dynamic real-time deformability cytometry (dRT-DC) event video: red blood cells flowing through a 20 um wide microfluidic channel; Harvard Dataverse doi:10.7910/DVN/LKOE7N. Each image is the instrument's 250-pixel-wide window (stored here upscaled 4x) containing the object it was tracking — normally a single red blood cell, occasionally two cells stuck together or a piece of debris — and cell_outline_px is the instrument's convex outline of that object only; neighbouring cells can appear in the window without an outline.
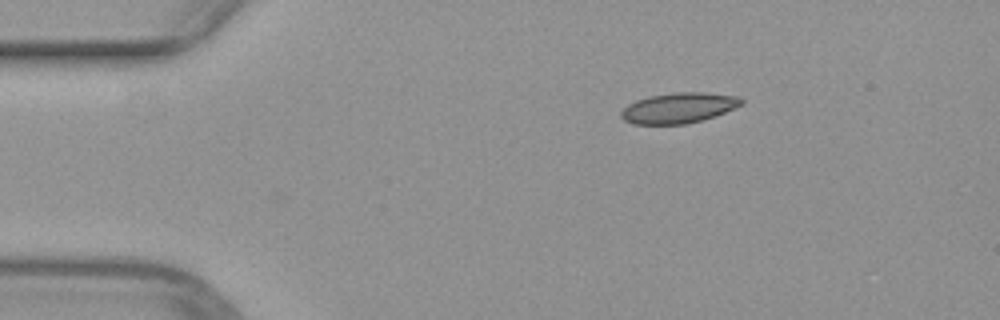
{"species": "common noctule bat (a hibernating species)", "species_latin": "Nyctalus noctula", "temperature_condition": "warm", "stored_images_in_passage": 32, "camera_frame_rate_fps": 3000, "um_per_image_px": 0.085, "animal": {"sex": "female", "body_mass_g": 29.2, "forearm_length_mm": 56.3}, "frame": {"image": 1, "passage_image": 1, "time_ms": 0.0, "image_size_px": [1000, 320], "cell_outline_px": [[744, 104], [716, 116], [704, 120], [684, 124], [632, 124], [624, 120], [620, 116], [620, 112], [628, 104], [636, 100], [648, 96], [676, 92], [704, 92], [740, 96], [744, 100]], "centroid_in_image_um": [57.72, 9.17], "position_along_channel_um": 27.3, "area_um2": 21.62}}
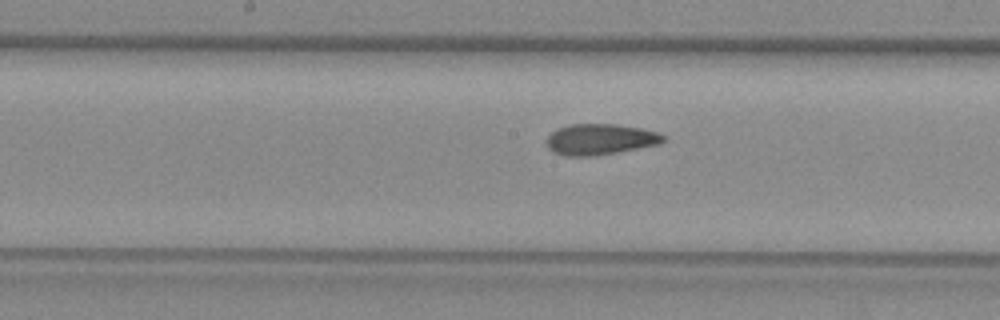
{"frame": {"image": 2, "passage_image": 18, "time_ms": 5.667, "image_size_px": [1000, 320], "cell_outline_px": [[664, 140], [660, 144], [616, 152], [592, 156], [568, 156], [552, 152], [548, 148], [548, 136], [552, 132], [568, 124], [616, 124], [640, 128], [656, 132], [664, 136]], "centroid_in_image_um": [51.0, 11.84], "position_along_channel_um": 197.2, "area_um2": 20.75}}
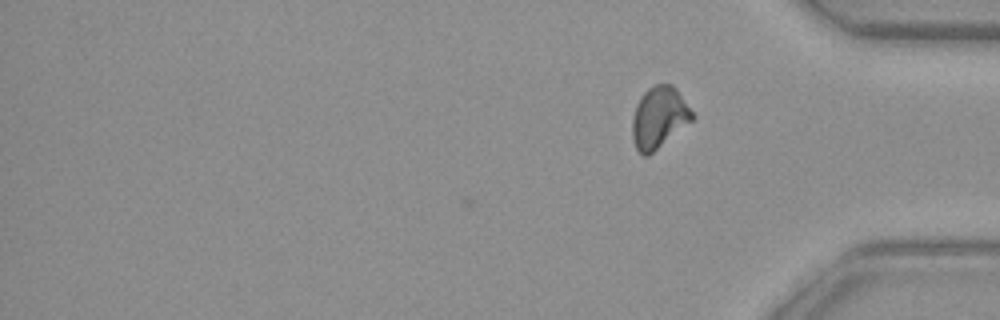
{"frame": {"image": 3, "passage_image": 32, "time_ms": 10.333, "image_size_px": [1000, 320], "cell_outline_px": [[696, 116], [692, 120], [648, 156], [640, 156], [632, 140], [632, 116], [636, 104], [640, 96], [648, 88], [656, 84], [672, 84], [676, 88]], "centroid_in_image_um": [55.99, 9.99], "position_along_channel_um": 379.2, "area_um2": 21.56}}